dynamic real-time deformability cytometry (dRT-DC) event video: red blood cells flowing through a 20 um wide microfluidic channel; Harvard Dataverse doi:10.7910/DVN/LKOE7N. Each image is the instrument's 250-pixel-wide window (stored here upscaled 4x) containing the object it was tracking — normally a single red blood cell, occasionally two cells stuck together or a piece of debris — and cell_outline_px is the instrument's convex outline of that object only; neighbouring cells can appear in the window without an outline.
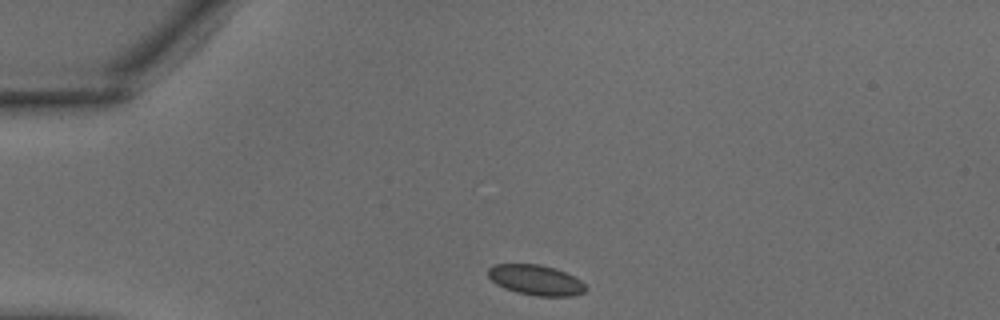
{"species": "common noctule bat (a hibernating species)", "species_latin": "Nyctalus noctula", "temperature_condition": "warm", "stored_images_in_passage": 13, "camera_frame_rate_fps": 3000, "um_per_image_px": 0.085, "animal": {"sex": "male", "body_mass_g": 18.8}, "frame": {"image": 1, "passage_image": 1, "time_ms": 0.0, "image_size_px": [1000, 320], "cell_outline_px": [[588, 288], [584, 292], [572, 296], [536, 296], [516, 292], [504, 288], [496, 284], [488, 276], [488, 268], [496, 264], [540, 264], [564, 272], [580, 280]], "centroid_in_image_um": [45.53, 23.81], "position_along_channel_um": 39.5, "area_um2": 17.11}}
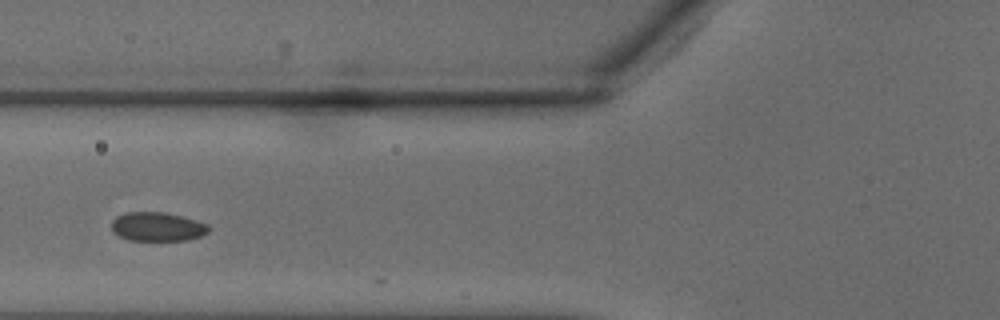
{"frame": {"image": 2, "passage_image": 7, "time_ms": 2.0, "image_size_px": [1000, 320], "cell_outline_px": [[212, 228], [208, 232], [200, 236], [188, 240], [128, 240], [112, 232], [112, 220], [116, 216], [124, 212], [164, 212], [196, 220], [208, 224]], "centroid_in_image_um": [13.37, 19.26], "position_along_channel_um": 112.4, "area_um2": 16.47}}
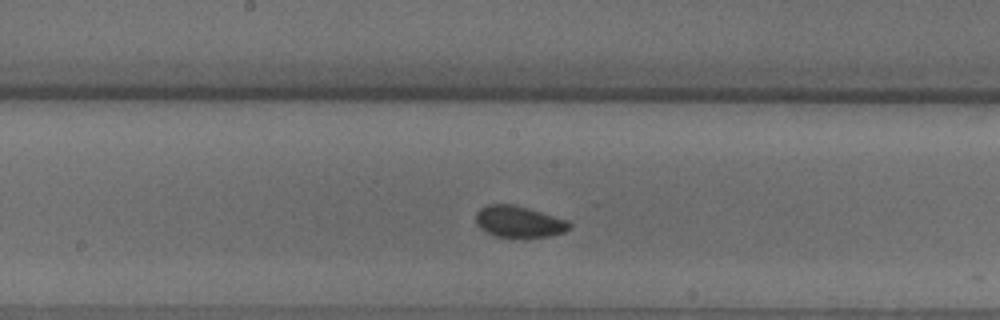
{"frame": {"image": 3, "passage_image": 12, "time_ms": 3.667, "image_size_px": [1000, 320], "cell_outline_px": [[572, 228], [564, 232], [552, 236], [492, 236], [480, 228], [476, 224], [476, 212], [480, 208], [488, 204], [516, 204], [568, 220], [572, 224]], "centroid_in_image_um": [44.12, 18.82], "position_along_channel_um": 204.1, "area_um2": 17.22}}